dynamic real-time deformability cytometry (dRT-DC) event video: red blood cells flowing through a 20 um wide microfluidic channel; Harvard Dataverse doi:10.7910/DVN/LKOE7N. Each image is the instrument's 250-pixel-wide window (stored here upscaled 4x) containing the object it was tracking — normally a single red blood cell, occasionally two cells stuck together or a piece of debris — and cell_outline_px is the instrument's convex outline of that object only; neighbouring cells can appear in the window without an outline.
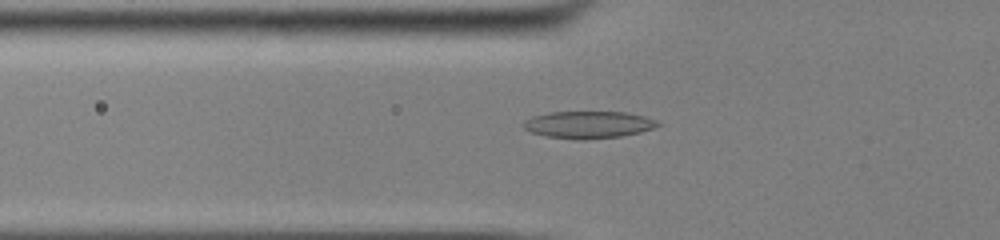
{"species": "common noctule bat (a hibernating species)", "species_latin": "Nyctalus noctula", "temperature_condition": "cold", "stored_images_in_passage": 48, "camera_frame_rate_fps": 3000, "um_per_image_px": 0.085, "animal": {"sex": "male", "body_mass_g": 13.0, "forearm_length_mm": 53.1}, "frame": {"image": 1, "passage_image": 14, "time_ms": 4.333, "image_size_px": [1000, 240], "cell_outline_px": [[664, 124], [640, 132], [620, 136], [580, 140], [544, 136], [532, 132], [524, 128], [524, 120], [532, 116], [548, 112], [624, 112], [644, 116], [656, 120]], "centroid_in_image_um": [50.01, 10.59], "position_along_channel_um": 75.8, "area_um2": 21.21}}
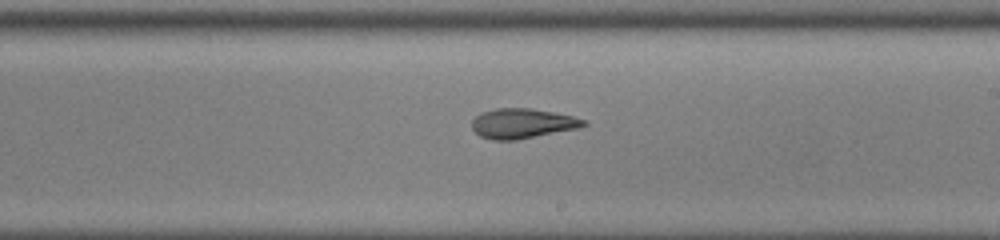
{"frame": {"image": 2, "passage_image": 27, "time_ms": 8.667, "image_size_px": [1000, 240], "cell_outline_px": [[588, 124], [580, 128], [516, 140], [492, 140], [480, 136], [472, 128], [472, 120], [480, 112], [496, 108], [532, 108], [572, 116], [584, 120]], "centroid_in_image_um": [44.39, 10.49], "position_along_channel_um": 244.6, "area_um2": 19.48}}
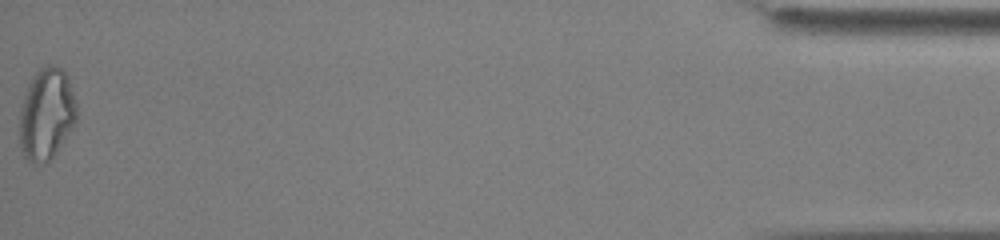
{"frame": {"image": 3, "passage_image": 48, "time_ms": 15.667, "image_size_px": [1000, 240], "cell_outline_px": [[76, 124], [52, 156], [48, 160], [36, 164], [28, 160], [24, 156], [20, 148], [20, 112], [24, 96], [28, 84], [36, 72], [40, 68], [48, 64], [60, 68], [64, 72], [68, 80], [76, 104]], "centroid_in_image_um": [3.94, 9.7], "position_along_channel_um": 431.3, "area_um2": 30.0}, "authors_computed_cell_mechanics": {"area_um2": 20.5768, "velocity_mm_per_s": 3.9046, "shape_relaxation_time_tau1_ms": 4.815, "shape_relaxation_time_tau2_ms": 3.3395, "deformation_change_tau1": 0.1374, "deformation_change_tau2": 0.0982}}